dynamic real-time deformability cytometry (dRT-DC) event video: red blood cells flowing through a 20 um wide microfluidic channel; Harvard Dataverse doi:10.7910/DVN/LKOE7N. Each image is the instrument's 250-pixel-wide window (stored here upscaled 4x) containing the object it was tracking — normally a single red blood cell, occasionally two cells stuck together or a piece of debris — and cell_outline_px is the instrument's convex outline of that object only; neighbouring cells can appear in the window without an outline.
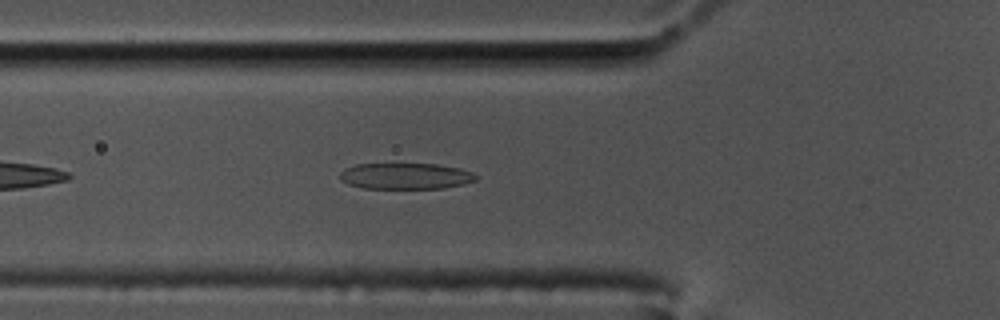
{"species": "common noctule bat (a hibernating species)", "species_latin": "Nyctalus noctula", "temperature_condition": "cold", "stored_images_in_passage": 43, "camera_frame_rate_fps": 3000, "um_per_image_px": 0.085, "animal": {"sex": "male", "body_mass_g": 17.5, "forearm_length_mm": 52.3}, "frame": {"image": 1, "passage_image": 7, "time_ms": 2.0, "image_size_px": [1000, 320], "cell_outline_px": [[480, 176], [476, 180], [464, 184], [444, 188], [364, 188], [348, 184], [340, 180], [340, 172], [344, 168], [356, 164], [436, 164], [460, 168], [472, 172]], "centroid_in_image_um": [34.49, 14.96], "position_along_channel_um": 91.3, "area_um2": 20.81}}
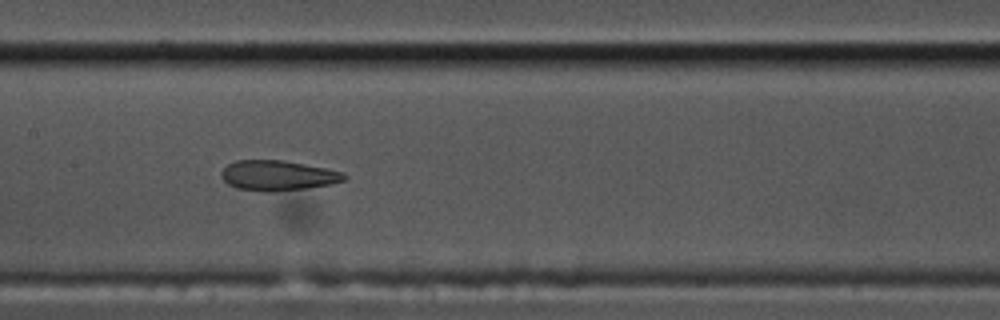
{"frame": {"image": 2, "passage_image": 15, "time_ms": 4.667, "image_size_px": [1000, 320], "cell_outline_px": [[348, 176], [344, 180], [332, 184], [304, 188], [272, 192], [264, 192], [236, 188], [228, 184], [220, 176], [220, 172], [228, 164], [236, 160], [284, 160], [344, 172]], "centroid_in_image_um": [23.59, 14.92], "position_along_channel_um": 183.8, "area_um2": 21.62}}
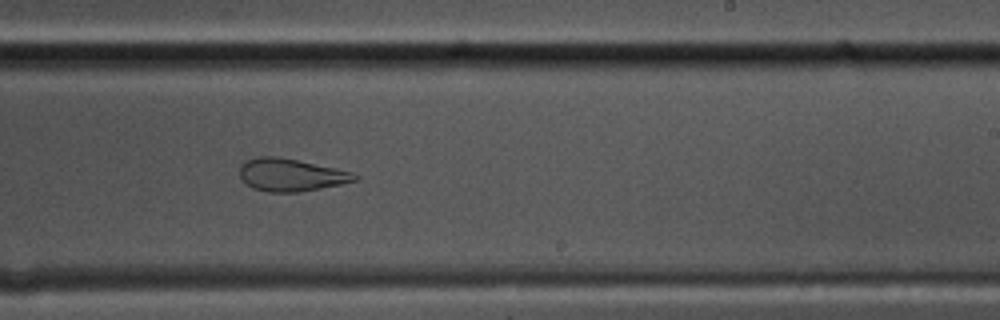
{"frame": {"image": 3, "passage_image": 22, "time_ms": 7.0, "image_size_px": [1000, 320], "cell_outline_px": [[360, 180], [300, 192], [268, 192], [252, 188], [240, 176], [240, 164], [244, 160], [256, 156], [276, 156], [296, 160], [352, 172], [360, 176]], "centroid_in_image_um": [24.71, 14.86], "position_along_channel_um": 264.3, "area_um2": 21.79}, "authors_computed_cell_mechanics": {"area_um2": 22.542, "velocity_mm_per_s": 3.4585, "shape_relaxation_time_tau1_ms": null, "shape_relaxation_time_tau2_ms": 1.9205, "deformation_change_tau1": null, "deformation_change_tau2": 0.0968}}